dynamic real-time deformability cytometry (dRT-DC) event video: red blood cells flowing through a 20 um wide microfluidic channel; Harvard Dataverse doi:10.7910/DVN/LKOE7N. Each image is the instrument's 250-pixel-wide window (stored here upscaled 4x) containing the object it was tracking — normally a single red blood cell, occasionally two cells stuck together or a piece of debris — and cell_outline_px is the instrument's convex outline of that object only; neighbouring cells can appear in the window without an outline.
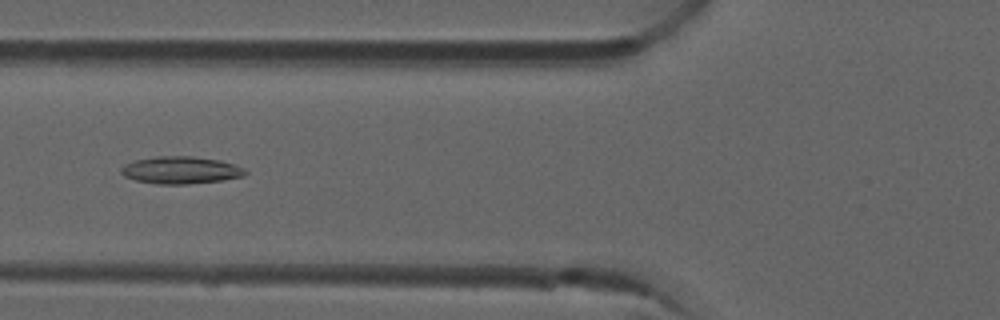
{"species": "common noctule bat (a hibernating species)", "species_latin": "Nyctalus noctula", "temperature_condition": "room temperature", "stored_images_in_passage": 40, "camera_frame_rate_fps": 3000, "um_per_image_px": 0.085, "animal": {"sex": "male", "forearm_length_mm": 52.5}, "frame": {"image": 1, "passage_image": 20, "time_ms": 6.333, "image_size_px": [1000, 320], "cell_outline_px": [[248, 172], [244, 176], [220, 180], [188, 184], [156, 184], [136, 180], [124, 176], [120, 172], [120, 168], [124, 164], [136, 160], [156, 156], [192, 156], [220, 160], [244, 168]], "centroid_in_image_um": [15.34, 14.46], "position_along_channel_um": 110.5, "area_um2": 19.71}}
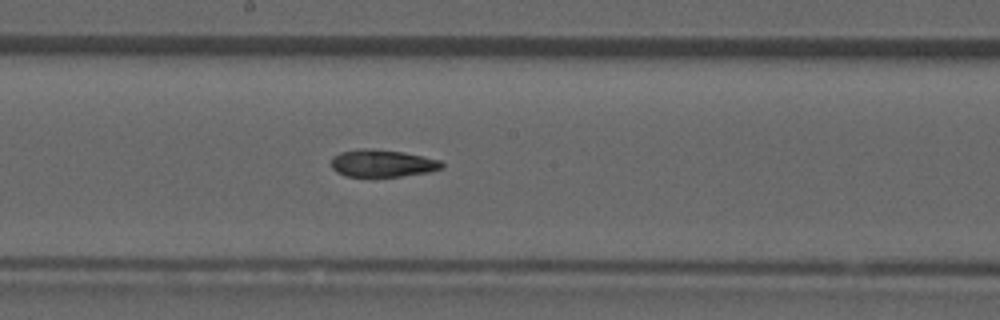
{"frame": {"image": 2, "passage_image": 28, "time_ms": 9.0, "image_size_px": [1000, 320], "cell_outline_px": [[444, 168], [428, 172], [400, 176], [344, 176], [336, 172], [332, 168], [332, 156], [340, 152], [360, 148], [372, 148], [404, 152], [424, 156], [440, 160], [444, 164]], "centroid_in_image_um": [32.5, 13.87], "position_along_channel_um": 215.7, "area_um2": 17.74}}
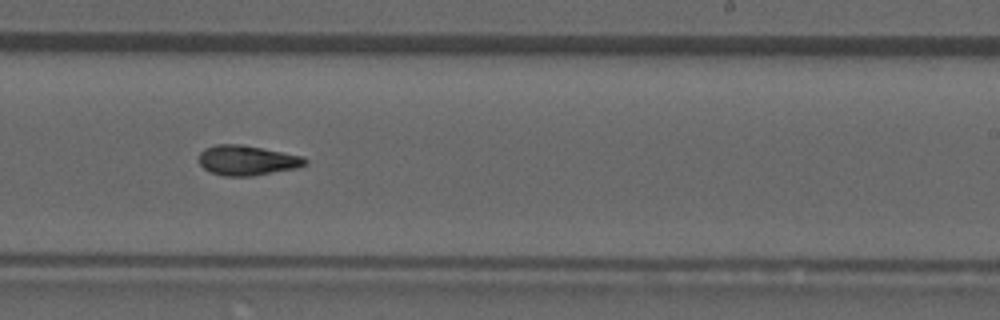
{"frame": {"image": 3, "passage_image": 32, "time_ms": 10.333, "image_size_px": [1000, 320], "cell_outline_px": [[308, 164], [296, 168], [252, 176], [224, 176], [212, 172], [204, 168], [200, 164], [200, 152], [204, 148], [216, 144], [240, 144], [304, 156], [308, 160]], "centroid_in_image_um": [21.03, 13.62], "position_along_channel_um": 268.0, "area_um2": 18.5}, "authors_computed_cell_mechanics": {"area_um2": 19.074, "velocity_mm_per_s": 3.9482, "shape_relaxation_time_tau1_ms": null, "shape_relaxation_time_tau2_ms": 4.9578, "deformation_change_tau1": null, "deformation_change_tau2": 0.1449}}